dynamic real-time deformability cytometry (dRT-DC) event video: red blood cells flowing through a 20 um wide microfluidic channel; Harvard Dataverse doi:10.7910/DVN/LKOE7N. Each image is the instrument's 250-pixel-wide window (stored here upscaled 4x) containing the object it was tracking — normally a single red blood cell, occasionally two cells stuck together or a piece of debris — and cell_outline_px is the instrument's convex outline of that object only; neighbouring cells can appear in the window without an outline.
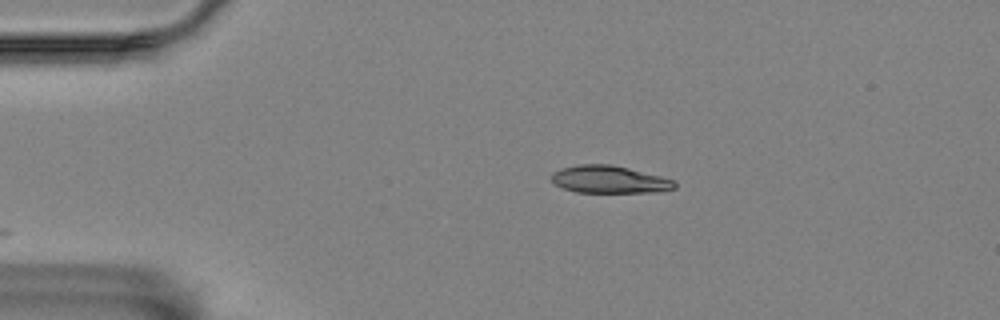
{"species": "Egyptian fruit bat (a non-hibernating species)", "species_latin": "Rousettus aegyptiacus", "temperature_condition": "room temperature", "stored_images_in_passage": 22, "camera_frame_rate_fps": 3000, "um_per_image_px": 0.085, "animal": {"sex": "female"}, "frame": {"image": 1, "passage_image": 1, "time_ms": 0.0, "image_size_px": [1000, 320], "cell_outline_px": [[676, 188], [652, 192], [576, 192], [564, 188], [556, 184], [548, 176], [552, 172], [560, 168], [580, 164], [608, 164], [628, 168], [660, 176], [672, 180], [676, 184]], "centroid_in_image_um": [51.73, 15.25], "position_along_channel_um": 33.3, "area_um2": 19.54}}
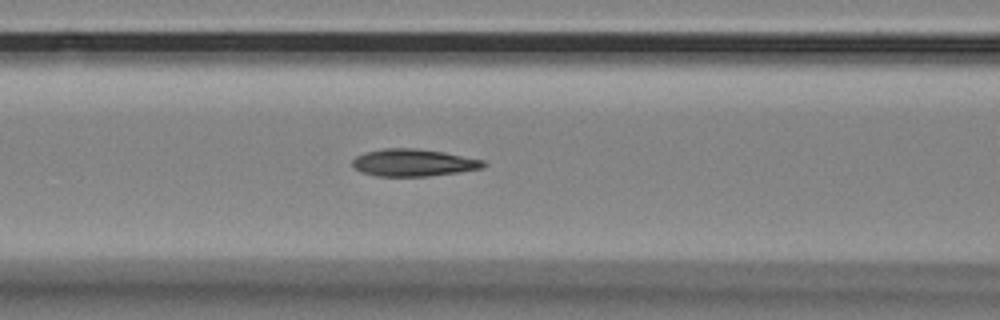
{"frame": {"image": 2, "passage_image": 13, "time_ms": 4.0, "image_size_px": [1000, 320], "cell_outline_px": [[488, 164], [484, 168], [460, 172], [428, 176], [376, 176], [360, 172], [352, 164], [352, 160], [356, 156], [368, 152], [384, 148], [416, 148], [444, 152], [484, 160]], "centroid_in_image_um": [35.18, 13.83], "position_along_channel_um": 131.4, "area_um2": 20.87}}
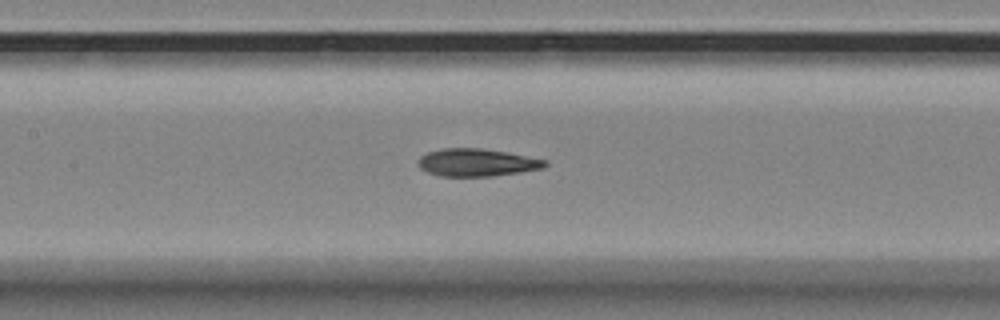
{"frame": {"image": 3, "passage_image": 16, "time_ms": 5.0, "image_size_px": [1000, 320], "cell_outline_px": [[548, 164], [544, 168], [520, 172], [492, 176], [440, 176], [428, 172], [420, 168], [416, 164], [416, 160], [420, 156], [428, 152], [440, 148], [480, 148], [508, 152], [548, 160]], "centroid_in_image_um": [40.52, 13.8], "position_along_channel_um": 166.9, "area_um2": 20.63}}